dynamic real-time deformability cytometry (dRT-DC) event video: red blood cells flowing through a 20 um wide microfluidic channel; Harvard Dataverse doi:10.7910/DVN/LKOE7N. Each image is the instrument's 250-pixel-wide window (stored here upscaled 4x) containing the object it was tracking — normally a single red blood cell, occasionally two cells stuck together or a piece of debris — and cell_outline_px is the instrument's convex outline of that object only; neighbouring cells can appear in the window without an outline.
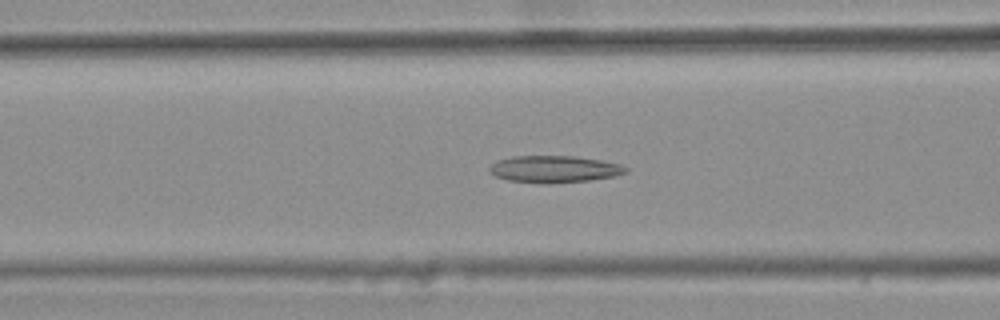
{"species": "common noctule bat (a hibernating species)", "species_latin": "Nyctalus noctula", "temperature_condition": "warm", "stored_images_in_passage": 46, "camera_frame_rate_fps": 3000, "um_per_image_px": 0.085, "animal": {"sex": "female", "body_mass_g": 25.1}, "frame": {"image": 1, "passage_image": 21, "time_ms": 6.667, "image_size_px": [1000, 320], "cell_outline_px": [[628, 172], [616, 176], [588, 180], [548, 184], [544, 184], [508, 180], [496, 176], [488, 172], [488, 168], [496, 160], [512, 156], [576, 156], [600, 160], [620, 164], [628, 168]], "centroid_in_image_um": [47.09, 14.37], "position_along_channel_um": 119.5, "area_um2": 21.56}}
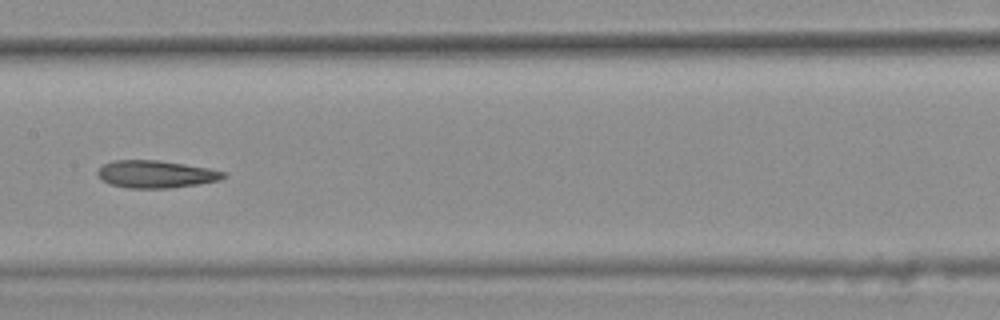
{"frame": {"image": 2, "passage_image": 27, "time_ms": 8.667, "image_size_px": [1000, 320], "cell_outline_px": [[228, 176], [220, 180], [196, 184], [168, 188], [128, 188], [108, 184], [100, 180], [96, 176], [96, 172], [104, 164], [112, 160], [160, 160], [208, 168], [224, 172]], "centroid_in_image_um": [13.19, 14.8], "position_along_channel_um": 194.2, "area_um2": 20.23}}
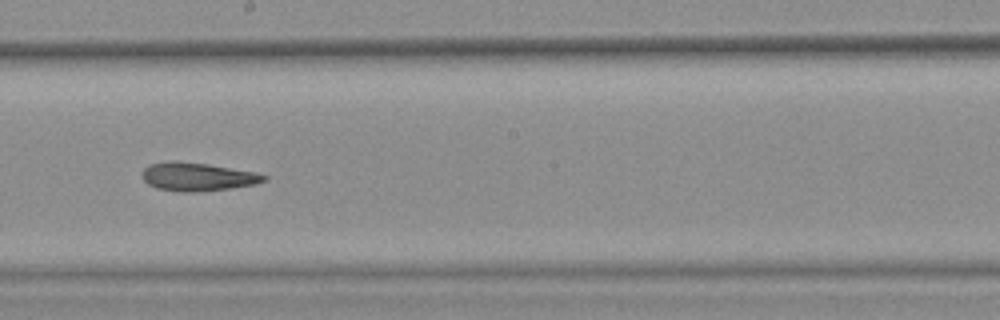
{"frame": {"image": 3, "passage_image": 30, "time_ms": 9.667, "image_size_px": [1000, 320], "cell_outline_px": [[268, 180], [256, 184], [232, 188], [192, 192], [180, 192], [156, 188], [148, 184], [144, 180], [140, 172], [148, 164], [172, 160], [208, 164], [256, 172], [268, 176]], "centroid_in_image_um": [16.78, 15.02], "position_along_channel_um": 231.4, "area_um2": 20.35}, "authors_computed_cell_mechanics": {"area_um2": 20.6924, "velocity_mm_per_s": 3.7375, "shape_relaxation_time_tau1_ms": null, "shape_relaxation_time_tau2_ms": 5.836, "deformation_change_tau1": null, "deformation_change_tau2": 0.1606}}